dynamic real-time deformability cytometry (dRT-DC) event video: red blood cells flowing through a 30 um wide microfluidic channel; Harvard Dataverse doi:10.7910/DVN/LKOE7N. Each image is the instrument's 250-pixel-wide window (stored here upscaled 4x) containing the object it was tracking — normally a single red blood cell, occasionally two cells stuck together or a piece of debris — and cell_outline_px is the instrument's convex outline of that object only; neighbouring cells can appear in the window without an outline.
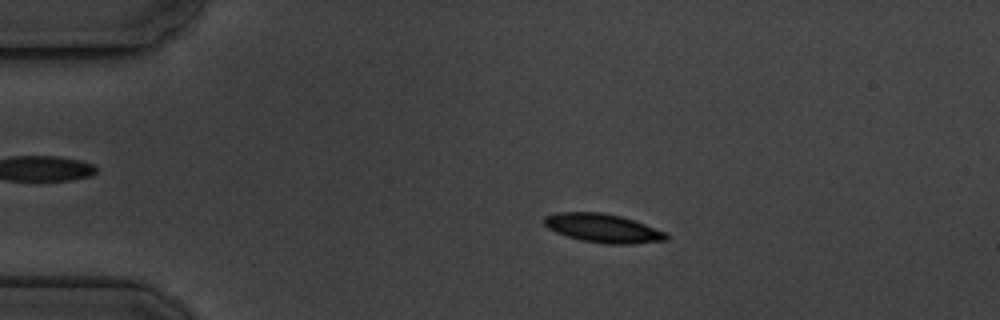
{"species": "common noctule bat (a hibernating species)", "species_latin": "Nyctalus noctula", "temperature_condition": "cold", "stored_images_in_passage": 15, "camera_frame_rate_fps": 3000, "um_per_image_px": 0.085, "animal": {"sex": "male", "body_mass_g": 19.5, "forearm_length_mm": 54.6}, "frame": {"image": 1, "passage_image": 3, "time_ms": 2.333, "image_size_px": [1000, 320], "cell_outline_px": [[668, 240], [632, 244], [604, 244], [580, 240], [556, 232], [548, 228], [544, 224], [544, 216], [556, 212], [604, 212], [620, 216], [668, 232]], "centroid_in_image_um": [51.26, 19.4], "position_along_channel_um": 33.7, "area_um2": 20.52}}
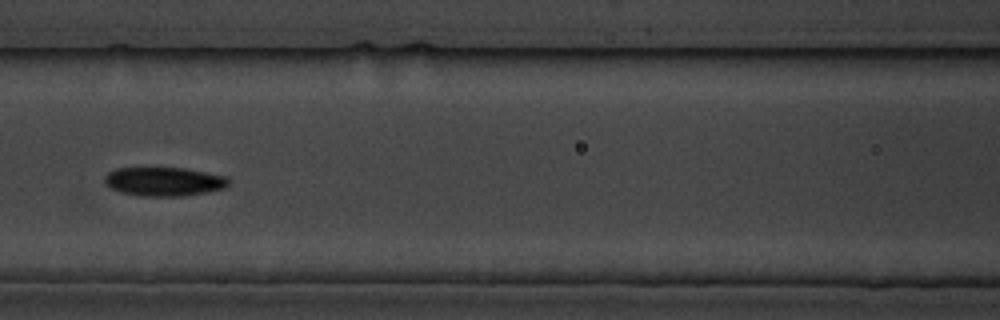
{"frame": {"image": 2, "passage_image": 7, "time_ms": 7.0, "image_size_px": [1000, 320], "cell_outline_px": [[232, 180], [224, 188], [208, 192], [184, 196], [144, 196], [120, 192], [104, 184], [104, 176], [108, 172], [116, 168], [184, 168], [228, 176]], "centroid_in_image_um": [13.96, 15.43], "position_along_channel_um": 152.6, "area_um2": 21.04}}
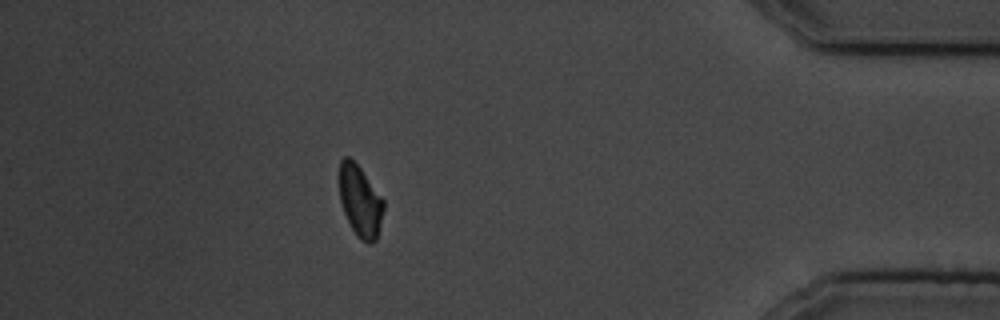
{"frame": {"image": 3, "passage_image": 14, "time_ms": 15.333, "image_size_px": [1000, 320], "cell_outline_px": [[384, 208], [376, 240], [372, 244], [368, 244], [360, 240], [352, 228], [344, 212], [340, 200], [340, 160], [344, 156], [348, 156], [360, 168], [384, 200]], "centroid_in_image_um": [30.62, 17.11], "position_along_channel_um": 404.6, "area_um2": 18.15}, "authors_computed_cell_mechanics": {"area_um2": 19.9988, "velocity_mm_per_s": 3.5235, "shape_relaxation_time_tau1_ms": 2.5759, "shape_relaxation_time_tau2_ms": null, "deformation_change_tau1": 0.0736, "deformation_change_tau2": null}}